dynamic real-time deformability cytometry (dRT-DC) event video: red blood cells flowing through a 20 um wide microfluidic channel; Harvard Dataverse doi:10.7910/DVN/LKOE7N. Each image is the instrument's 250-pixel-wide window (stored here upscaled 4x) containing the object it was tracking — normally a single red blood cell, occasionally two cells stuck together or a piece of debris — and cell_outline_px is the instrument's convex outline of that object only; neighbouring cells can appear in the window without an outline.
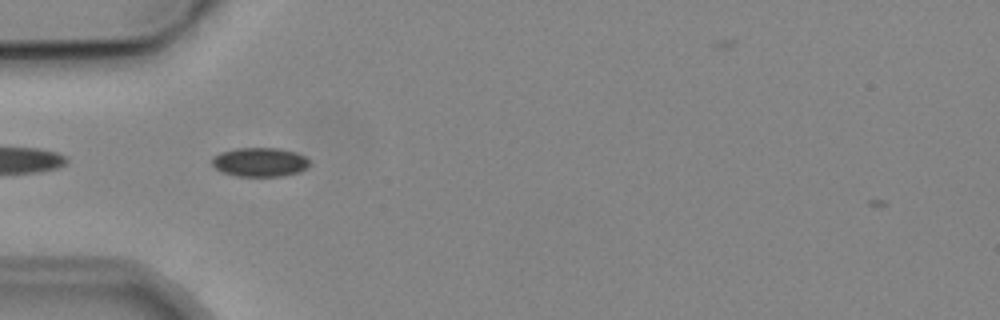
{"species": "common noctule bat (a hibernating species)", "species_latin": "Nyctalus noctula", "temperature_condition": "cold", "stored_images_in_passage": 6, "segment_of_instrument_passage": [2, 2], "camera_frame_rate_fps": 3000, "um_per_image_px": 0.085, "animal": {"sex": "male", "body_mass_g": 19.2, "forearm_length_mm": 51.8}, "frame": {"image": 1, "passage_image": 5, "time_ms": 5.333, "image_size_px": [1000, 320], "cell_outline_px": [[308, 164], [300, 172], [284, 176], [236, 176], [220, 172], [212, 164], [212, 156], [220, 152], [236, 148], [280, 148], [296, 152], [304, 156], [308, 160]], "centroid_in_image_um": [22.04, 13.78], "position_along_channel_um": 63.0, "area_um2": 16.59}}
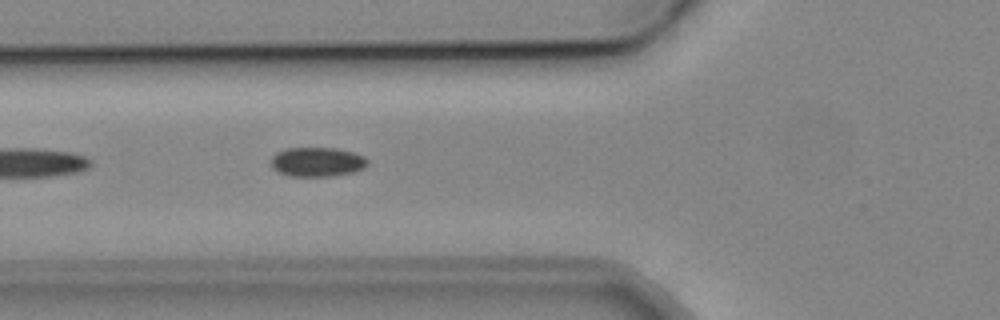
{"frame": {"image": 2, "passage_image": 6, "time_ms": 6.333, "image_size_px": [1000, 320], "cell_outline_px": [[368, 164], [364, 168], [352, 172], [332, 176], [292, 176], [280, 172], [272, 168], [272, 156], [276, 152], [288, 148], [336, 148], [352, 152], [364, 156], [368, 160]], "centroid_in_image_um": [26.97, 13.76], "position_along_channel_um": 98.8, "area_um2": 16.42}}